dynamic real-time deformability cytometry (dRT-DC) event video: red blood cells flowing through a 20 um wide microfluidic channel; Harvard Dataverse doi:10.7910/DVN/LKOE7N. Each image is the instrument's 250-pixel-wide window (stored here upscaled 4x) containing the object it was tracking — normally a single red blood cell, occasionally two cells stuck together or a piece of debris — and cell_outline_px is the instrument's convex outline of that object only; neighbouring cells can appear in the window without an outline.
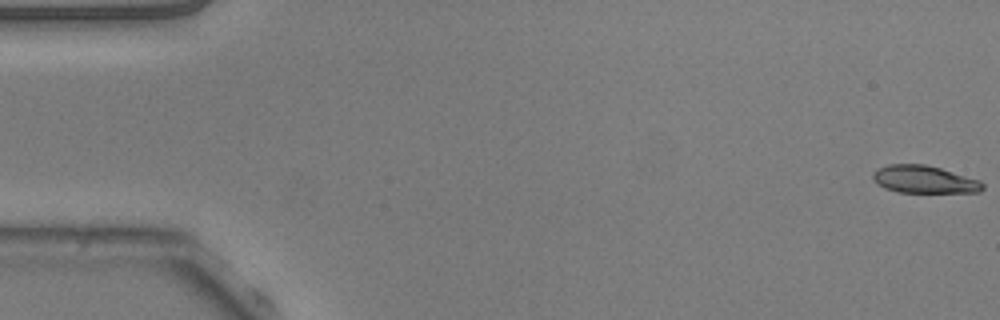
{"species": "common noctule bat (a hibernating species)", "species_latin": "Nyctalus noctula", "temperature_condition": "warm", "stored_images_in_passage": 54, "camera_frame_rate_fps": 3000, "um_per_image_px": 0.085, "animal": {"sex": "male", "body_mass_g": 20.5, "forearm_length_mm": 52.5}, "frame": {"image": 1, "passage_image": 1, "time_ms": 0.0, "image_size_px": [1000, 320], "cell_outline_px": [[984, 188], [980, 192], [896, 192], [884, 188], [876, 184], [872, 180], [872, 172], [876, 168], [888, 164], [924, 164], [940, 168], [980, 180], [984, 184]], "centroid_in_image_um": [78.5, 15.25], "position_along_channel_um": 6.5, "area_um2": 17.8}}
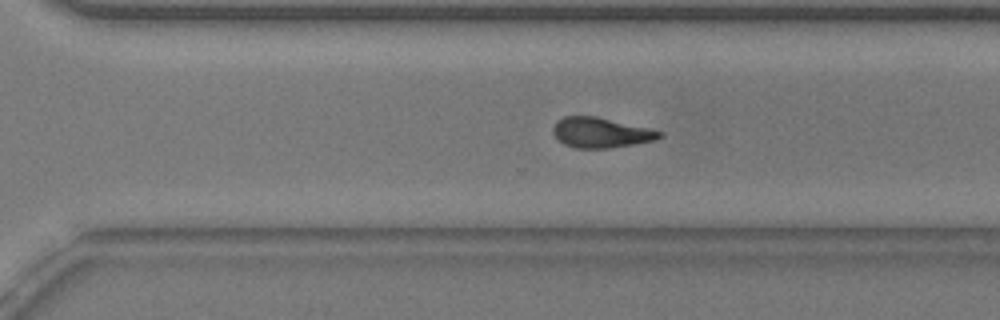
{"frame": {"image": 2, "passage_image": 37, "time_ms": 12.0, "image_size_px": [1000, 320], "cell_outline_px": [[664, 136], [656, 140], [608, 148], [576, 148], [564, 144], [552, 132], [552, 128], [556, 120], [564, 116], [596, 116], [648, 128], [664, 132]], "centroid_in_image_um": [51.07, 11.26], "position_along_channel_um": 319.5, "area_um2": 18.67}}
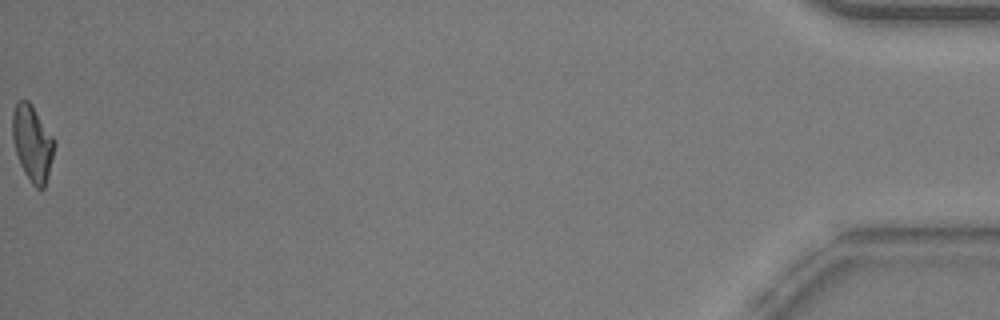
{"frame": {"image": 3, "passage_image": 54, "time_ms": 17.667, "image_size_px": [1000, 320], "cell_outline_px": [[56, 144], [44, 188], [36, 188], [32, 184], [24, 172], [20, 164], [12, 140], [12, 112], [16, 100], [28, 100], [32, 104], [56, 140]], "centroid_in_image_um": [2.75, 12.12], "position_along_channel_um": 432.5, "area_um2": 18.73}, "authors_computed_cell_mechanics": {"area_um2": 18.7272, "velocity_mm_per_s": 3.818, "shape_relaxation_time_tau1_ms": 4.2287, "shape_relaxation_time_tau2_ms": 4.977, "deformation_change_tau1": 0.1632, "deformation_change_tau2": 0.1272}}